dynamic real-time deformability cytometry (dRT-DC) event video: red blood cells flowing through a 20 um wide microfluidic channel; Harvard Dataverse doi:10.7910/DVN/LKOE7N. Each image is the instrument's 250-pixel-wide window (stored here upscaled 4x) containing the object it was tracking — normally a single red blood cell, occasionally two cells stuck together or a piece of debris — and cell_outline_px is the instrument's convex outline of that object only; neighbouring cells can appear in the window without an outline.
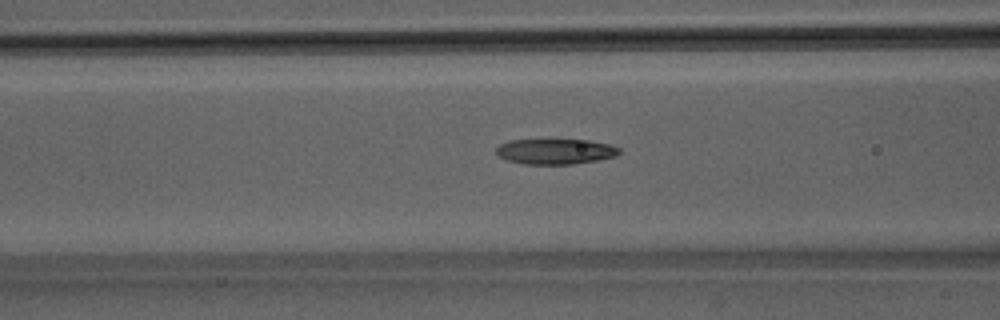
{"species": "Egyptian fruit bat (a non-hibernating species)", "species_latin": "Rousettus aegyptiacus", "temperature_condition": "room temperature", "stored_images_in_passage": 38, "camera_frame_rate_fps": 3000, "um_per_image_px": 0.085, "animal": {"sex": "male"}, "frame": {"image": 1, "passage_image": 9, "time_ms": 2.667, "image_size_px": [1000, 320], "cell_outline_px": [[620, 152], [616, 156], [596, 160], [572, 164], [524, 164], [508, 160], [496, 156], [496, 148], [500, 144], [508, 140], [588, 140], [608, 144], [620, 148]], "centroid_in_image_um": [47.17, 12.87], "position_along_channel_um": 119.4, "area_um2": 18.15}}
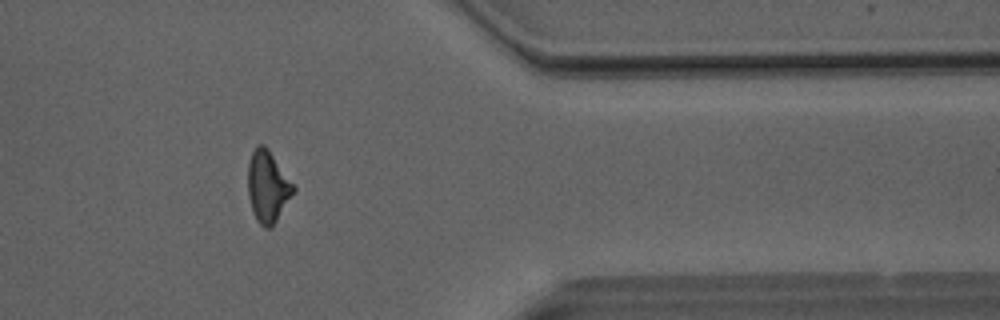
{"frame": {"image": 2, "passage_image": 30, "time_ms": 9.667, "image_size_px": [1000, 320], "cell_outline_px": [[296, 188], [276, 220], [268, 228], [264, 228], [256, 220], [252, 212], [248, 196], [248, 164], [252, 152], [256, 144], [264, 144], [268, 148]], "centroid_in_image_um": [22.72, 15.83], "position_along_channel_um": 388.7, "area_um2": 18.73}}
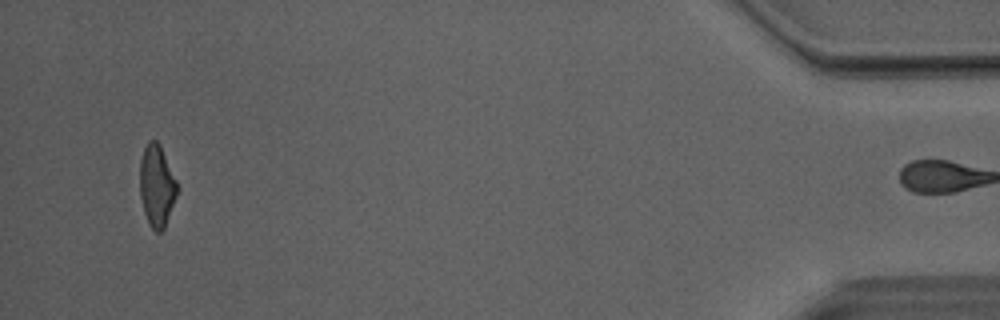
{"frame": {"image": 3, "passage_image": 37, "time_ms": 12.0, "image_size_px": [1000, 320], "cell_outline_px": [[180, 188], [164, 228], [160, 232], [156, 232], [148, 224], [144, 212], [140, 196], [140, 160], [144, 148], [148, 140], [156, 140], [160, 144]], "centroid_in_image_um": [13.34, 15.79], "position_along_channel_um": 421.9, "area_um2": 17.98}, "authors_computed_cell_mechanics": {"area_um2": 18.6405, "velocity_mm_per_s": 4.1035, "shape_relaxation_time_tau1_ms": 5.9271, "shape_relaxation_time_tau2_ms": 2.7164, "deformation_change_tau1": 0.1859, "deformation_change_tau2": 0.1173}}